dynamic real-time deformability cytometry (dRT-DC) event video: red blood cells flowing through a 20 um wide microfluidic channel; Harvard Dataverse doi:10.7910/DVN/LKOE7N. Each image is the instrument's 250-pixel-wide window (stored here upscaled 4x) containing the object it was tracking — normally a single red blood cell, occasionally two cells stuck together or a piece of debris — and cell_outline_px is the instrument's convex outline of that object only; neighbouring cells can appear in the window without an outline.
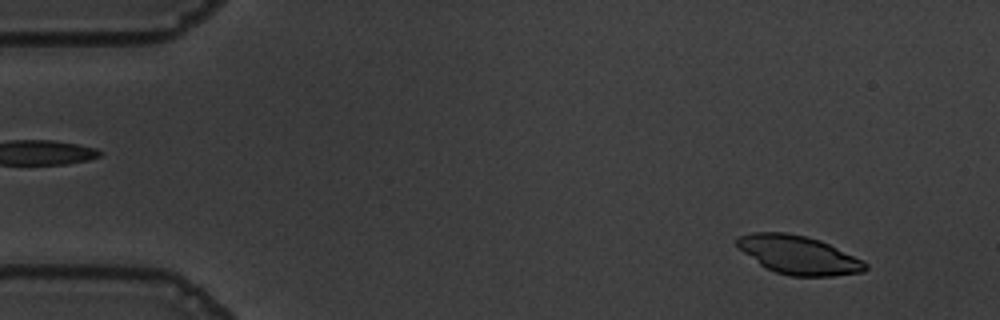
{"species": "common noctule bat (a hibernating species)", "species_latin": "Nyctalus noctula", "temperature_condition": "warm", "stored_images_in_passage": 55, "camera_frame_rate_fps": 3000, "um_per_image_px": 0.085, "animal": {"sex": "male", "body_mass_g": 19.5, "forearm_length_mm": 54.6}, "frame": {"image": 1, "passage_image": 5, "time_ms": 1.333, "image_size_px": [1000, 320], "cell_outline_px": [[868, 268], [864, 272], [832, 276], [792, 276], [776, 272], [760, 264], [736, 248], [736, 236], [752, 232], [784, 232], [804, 236], [820, 240], [864, 260], [868, 264]], "centroid_in_image_um": [67.86, 21.66], "position_along_channel_um": 17.1, "area_um2": 28.9}}